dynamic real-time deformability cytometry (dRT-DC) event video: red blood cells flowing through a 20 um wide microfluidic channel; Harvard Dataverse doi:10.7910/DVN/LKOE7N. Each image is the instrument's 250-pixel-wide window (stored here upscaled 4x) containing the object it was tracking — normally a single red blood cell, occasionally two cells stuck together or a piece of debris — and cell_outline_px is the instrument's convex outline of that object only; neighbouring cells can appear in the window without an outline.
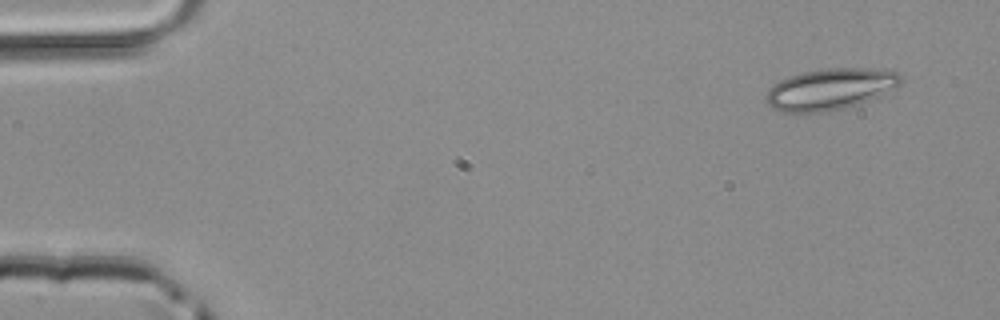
{"species": "common noctule bat (a hibernating species)", "species_latin": "Nyctalus noctula", "temperature_condition": "room temperature", "stored_images_in_passage": 11, "camera_frame_rate_fps": 3000, "um_per_image_px": 0.085, "animal": {"sex": "male", "body_mass_g": 20.4}, "frame": {"image": 1, "passage_image": 1, "time_ms": 0.0, "image_size_px": [1000, 320], "cell_outline_px": [[904, 80], [896, 88], [880, 96], [852, 108], [828, 112], [784, 112], [772, 108], [764, 100], [764, 96], [772, 84], [780, 80], [804, 72], [828, 68], [868, 68], [896, 72], [904, 76]], "centroid_in_image_um": [70.61, 7.6], "position_along_channel_um": 14.4, "area_um2": 33.0}}